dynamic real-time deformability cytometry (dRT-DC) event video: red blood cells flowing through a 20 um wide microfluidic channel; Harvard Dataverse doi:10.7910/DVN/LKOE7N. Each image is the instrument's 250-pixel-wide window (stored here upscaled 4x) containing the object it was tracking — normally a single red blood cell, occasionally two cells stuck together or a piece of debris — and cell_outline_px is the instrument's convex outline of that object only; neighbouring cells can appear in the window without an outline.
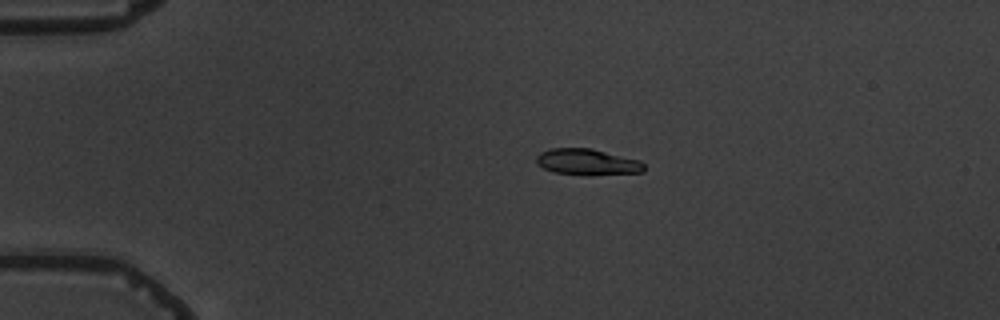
{"species": "common noctule bat (a hibernating species)", "species_latin": "Nyctalus noctula", "temperature_condition": "warm", "stored_images_in_passage": 8, "camera_frame_rate_fps": 3000, "um_per_image_px": 0.085, "animal": {"sex": "male", "body_mass_g": 19.5, "forearm_length_mm": 54.6}, "frame": {"image": 1, "passage_image": 3, "time_ms": 2.333, "image_size_px": [1000, 320], "cell_outline_px": [[644, 172], [592, 176], [588, 176], [552, 172], [536, 164], [536, 156], [540, 152], [552, 148], [592, 148], [640, 160], [644, 164]], "centroid_in_image_um": [49.92, 13.78], "position_along_channel_um": 35.1, "area_um2": 16.82}}
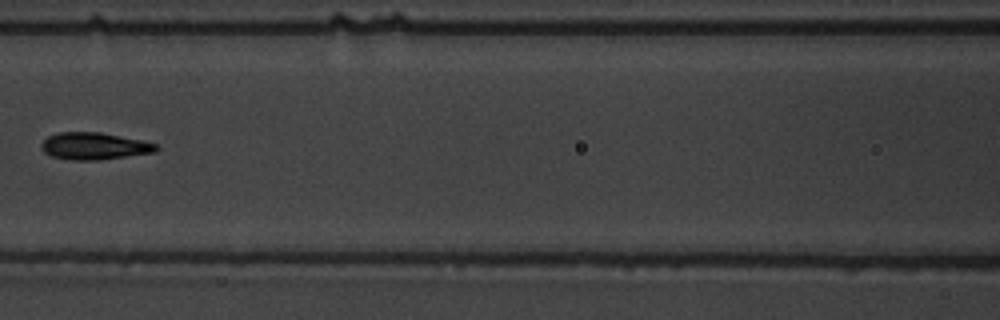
{"frame": {"image": 2, "passage_image": 7, "time_ms": 7.0, "image_size_px": [1000, 320], "cell_outline_px": [[160, 148], [156, 152], [96, 160], [72, 160], [52, 156], [44, 152], [40, 148], [40, 144], [48, 136], [56, 132], [100, 132], [140, 140], [156, 144]], "centroid_in_image_um": [7.98, 12.41], "position_along_channel_um": 158.6, "area_um2": 18.03}}
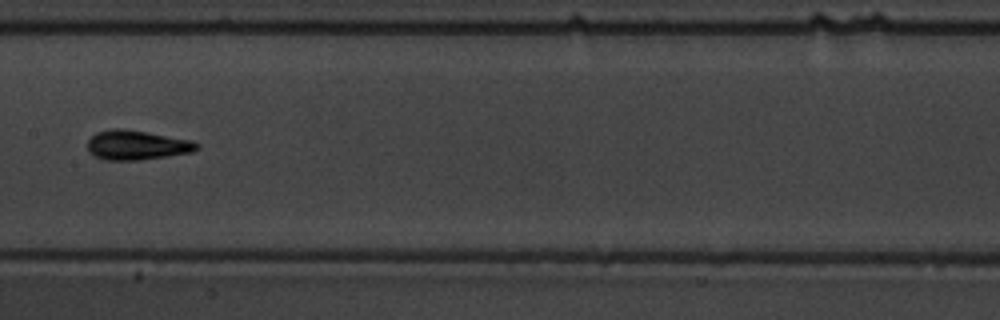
{"frame": {"image": 3, "passage_image": 8, "time_ms": 8.0, "image_size_px": [1000, 320], "cell_outline_px": [[200, 148], [192, 152], [136, 160], [104, 160], [88, 152], [88, 140], [96, 132], [112, 128], [124, 128], [192, 140], [200, 144]], "centroid_in_image_um": [11.62, 12.32], "position_along_channel_um": 195.8, "area_um2": 18.79}}